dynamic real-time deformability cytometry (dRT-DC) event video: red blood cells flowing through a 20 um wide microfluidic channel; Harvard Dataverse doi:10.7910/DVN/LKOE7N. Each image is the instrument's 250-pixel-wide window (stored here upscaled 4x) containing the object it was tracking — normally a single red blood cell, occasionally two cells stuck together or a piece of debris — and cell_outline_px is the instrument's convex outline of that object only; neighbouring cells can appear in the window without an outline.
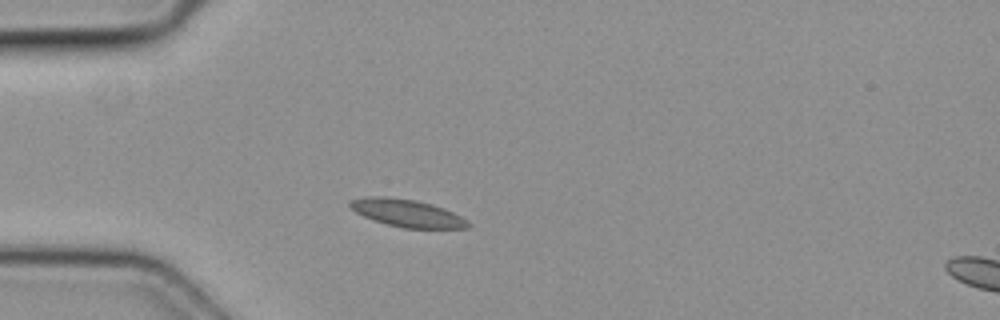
{"species": "common noctule bat (a hibernating species)", "species_latin": "Nyctalus noctula", "temperature_condition": "cold", "stored_images_in_passage": 2, "segment_of_instrument_passage": [1, 2], "camera_frame_rate_fps": 3000, "um_per_image_px": 0.085, "animal": {"sex": "female", "body_mass_g": 19.3, "forearm_length_mm": 54.1}, "frame": {"image": 1, "passage_image": 1, "time_ms": 0.0, "image_size_px": [1000, 320], "cell_outline_px": [[472, 224], [468, 228], [404, 228], [372, 220], [348, 208], [348, 200], [368, 196], [388, 196], [416, 200], [432, 204], [444, 208], [468, 220]], "centroid_in_image_um": [34.57, 18.1], "position_along_channel_um": 50.4, "area_um2": 19.13}}